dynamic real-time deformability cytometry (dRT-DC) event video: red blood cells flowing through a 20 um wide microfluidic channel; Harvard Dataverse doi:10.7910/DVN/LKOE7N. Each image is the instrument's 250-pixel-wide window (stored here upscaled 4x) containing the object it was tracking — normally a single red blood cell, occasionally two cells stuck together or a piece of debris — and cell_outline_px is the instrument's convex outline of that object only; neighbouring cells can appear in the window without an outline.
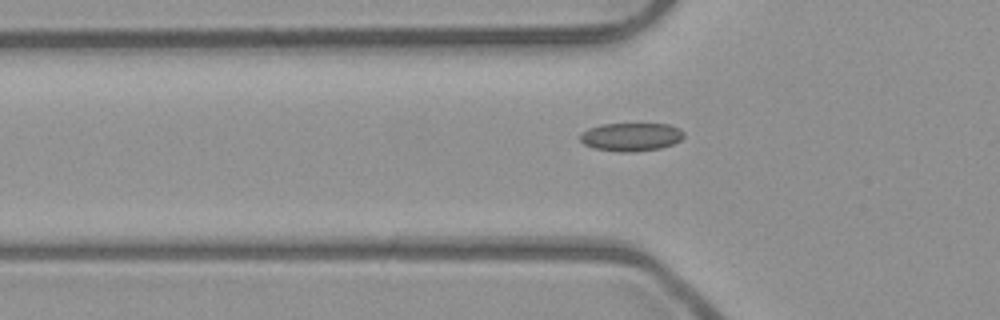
{"species": "common noctule bat (a hibernating species)", "species_latin": "Nyctalus noctula", "temperature_condition": "room temperature", "stored_images_in_passage": 31, "camera_frame_rate_fps": 3000, "um_per_image_px": 0.085, "animal": {"sex": "male", "body_mass_g": 23.1, "forearm_length_mm": 52.7}, "frame": {"image": 1, "passage_image": 2, "time_ms": 0.333, "image_size_px": [1000, 320], "cell_outline_px": [[684, 136], [680, 140], [672, 144], [660, 148], [632, 152], [620, 152], [592, 148], [584, 144], [580, 140], [580, 136], [588, 128], [600, 124], [668, 124], [680, 128], [684, 132]], "centroid_in_image_um": [53.64, 11.63], "position_along_channel_um": 72.2, "area_um2": 17.11}}
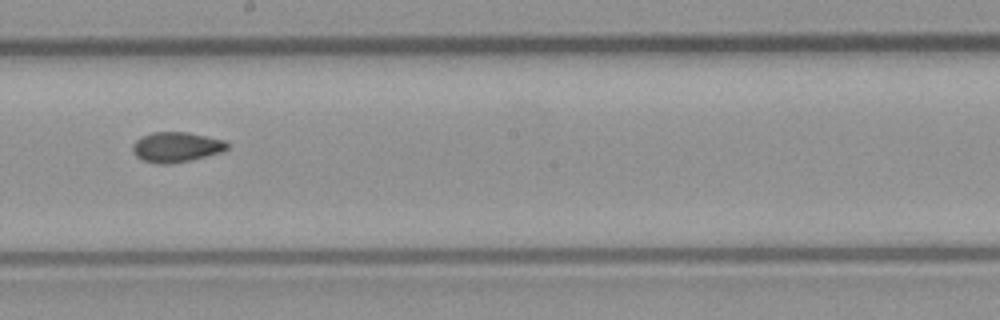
{"frame": {"image": 2, "passage_image": 14, "time_ms": 4.333, "image_size_px": [1000, 320], "cell_outline_px": [[228, 148], [224, 152], [188, 160], [168, 164], [160, 164], [144, 160], [136, 156], [132, 152], [132, 144], [140, 136], [152, 132], [188, 132], [224, 140], [228, 144]], "centroid_in_image_um": [14.97, 12.49], "position_along_channel_um": 233.2, "area_um2": 16.59}}
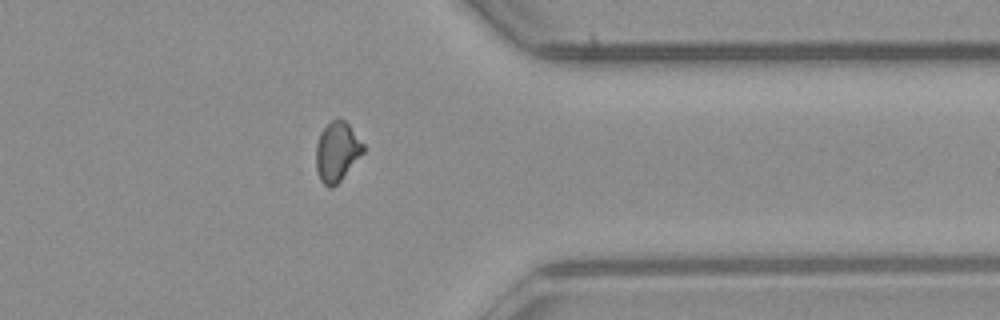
{"frame": {"image": 3, "passage_image": 26, "time_ms": 8.333, "image_size_px": [1000, 320], "cell_outline_px": [[364, 152], [340, 180], [332, 188], [328, 188], [320, 180], [316, 168], [316, 144], [320, 132], [332, 120], [340, 116], [348, 124], [364, 144]], "centroid_in_image_um": [28.63, 12.88], "position_along_channel_um": 382.8, "area_um2": 16.36}, "authors_computed_cell_mechanics": {"area_um2": 16.473, "velocity_mm_per_s": 3.9837, "shape_relaxation_time_tau1_ms": null, "shape_relaxation_time_tau2_ms": 1.5886, "deformation_change_tau1": null, "deformation_change_tau2": 0.0526}}